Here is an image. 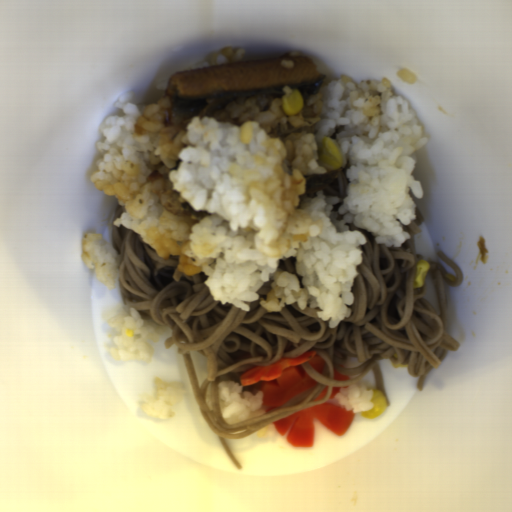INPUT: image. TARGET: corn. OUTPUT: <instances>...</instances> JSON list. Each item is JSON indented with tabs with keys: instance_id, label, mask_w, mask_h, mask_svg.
<instances>
[{
	"instance_id": "obj_3",
	"label": "corn",
	"mask_w": 512,
	"mask_h": 512,
	"mask_svg": "<svg viewBox=\"0 0 512 512\" xmlns=\"http://www.w3.org/2000/svg\"><path fill=\"white\" fill-rule=\"evenodd\" d=\"M370 402L373 404V407L369 411H361L363 417L367 418H376L380 414H382L387 408V398L382 390L373 389V394Z\"/></svg>"
},
{
	"instance_id": "obj_1",
	"label": "corn",
	"mask_w": 512,
	"mask_h": 512,
	"mask_svg": "<svg viewBox=\"0 0 512 512\" xmlns=\"http://www.w3.org/2000/svg\"><path fill=\"white\" fill-rule=\"evenodd\" d=\"M320 157L331 168L337 169L342 165V156L339 148L330 137L324 138Z\"/></svg>"
},
{
	"instance_id": "obj_4",
	"label": "corn",
	"mask_w": 512,
	"mask_h": 512,
	"mask_svg": "<svg viewBox=\"0 0 512 512\" xmlns=\"http://www.w3.org/2000/svg\"><path fill=\"white\" fill-rule=\"evenodd\" d=\"M429 274V263L426 260H420L415 269V275L413 280V286L415 288H421L424 286L427 276Z\"/></svg>"
},
{
	"instance_id": "obj_2",
	"label": "corn",
	"mask_w": 512,
	"mask_h": 512,
	"mask_svg": "<svg viewBox=\"0 0 512 512\" xmlns=\"http://www.w3.org/2000/svg\"><path fill=\"white\" fill-rule=\"evenodd\" d=\"M282 110L286 115L299 113L303 106V97L298 89H292L290 93L281 98Z\"/></svg>"
}]
</instances>
